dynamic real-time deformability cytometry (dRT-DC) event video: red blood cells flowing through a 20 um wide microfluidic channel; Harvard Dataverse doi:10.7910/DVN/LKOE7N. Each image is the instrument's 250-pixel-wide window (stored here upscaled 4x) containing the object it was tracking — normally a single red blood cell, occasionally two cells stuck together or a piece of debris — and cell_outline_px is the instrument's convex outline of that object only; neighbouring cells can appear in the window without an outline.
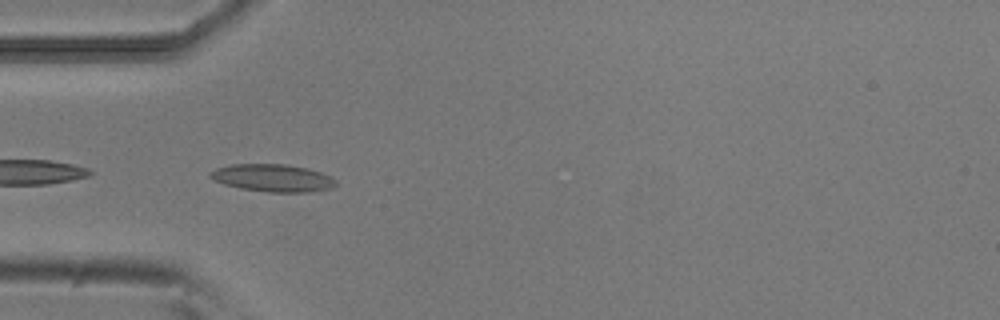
{"species": "common noctule bat (a hibernating species)", "species_latin": "Nyctalus noctula", "temperature_condition": "room temperature", "stored_images_in_passage": 38, "camera_frame_rate_fps": 3000, "um_per_image_px": 0.085, "animal": {"sex": "male", "body_mass_g": 20.5, "forearm_length_mm": 52.5}, "frame": {"image": 1, "passage_image": 4, "time_ms": 1.0, "image_size_px": [1000, 320], "cell_outline_px": [[336, 184], [332, 188], [308, 192], [268, 192], [240, 188], [224, 184], [212, 180], [208, 176], [208, 172], [216, 168], [232, 164], [284, 164], [308, 168], [332, 176], [336, 180]], "centroid_in_image_um": [23.16, 15.12], "position_along_channel_um": 61.8, "area_um2": 20.29}}
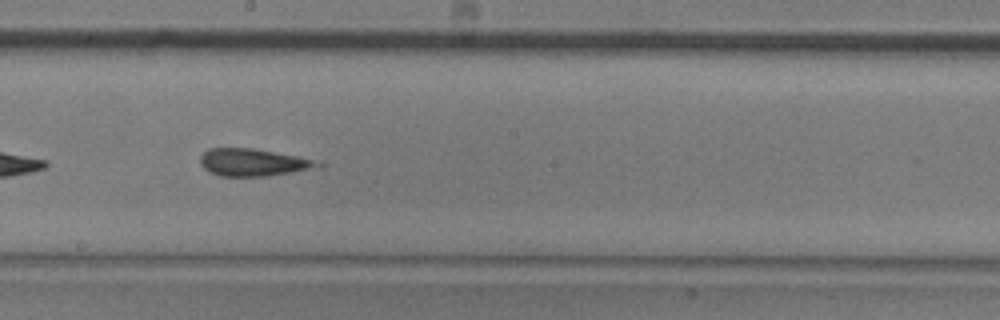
{"frame": {"image": 2, "passage_image": 17, "time_ms": 5.333, "image_size_px": [1000, 320], "cell_outline_px": [[324, 168], [268, 176], [220, 176], [208, 172], [200, 164], [200, 156], [208, 148], [252, 148], [296, 156], [312, 160], [324, 164]], "centroid_in_image_um": [21.54, 13.82], "position_along_channel_um": 226.7, "area_um2": 18.96}}
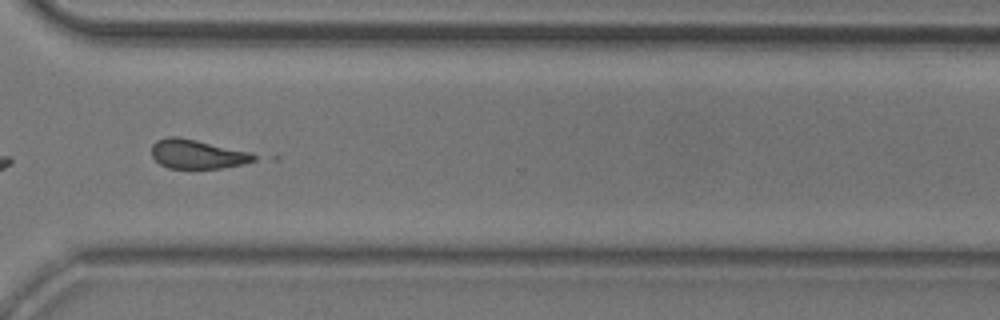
{"frame": {"image": 3, "passage_image": 27, "time_ms": 8.667, "image_size_px": [1000, 320], "cell_outline_px": [[260, 156], [256, 160], [244, 164], [220, 168], [168, 168], [160, 164], [152, 156], [152, 144], [156, 140], [168, 136], [176, 136], [196, 140], [252, 152]], "centroid_in_image_um": [16.8, 13.1], "position_along_channel_um": 353.8, "area_um2": 17.51}, "authors_computed_cell_mechanics": {"area_um2": 18.4671, "velocity_mm_per_s": 3.8267, "shape_relaxation_time_tau1_ms": null, "shape_relaxation_time_tau2_ms": 2.4665, "deformation_change_tau1": null, "deformation_change_tau2": 0.1278}}